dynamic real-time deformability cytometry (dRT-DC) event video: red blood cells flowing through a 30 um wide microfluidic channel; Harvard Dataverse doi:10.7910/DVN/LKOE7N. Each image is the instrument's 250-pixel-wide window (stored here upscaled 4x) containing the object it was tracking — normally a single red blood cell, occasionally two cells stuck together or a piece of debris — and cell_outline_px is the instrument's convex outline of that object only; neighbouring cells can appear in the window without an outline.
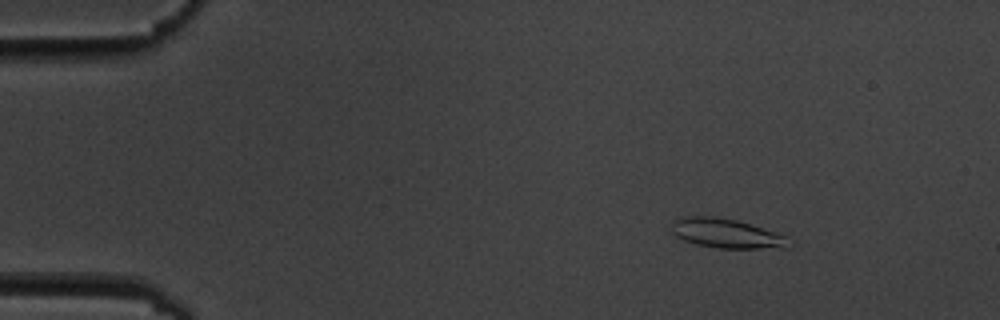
{"species": "common noctule bat (a hibernating species)", "species_latin": "Nyctalus noctula", "temperature_condition": "cold", "stored_images_in_passage": 9, "camera_frame_rate_fps": 3000, "um_per_image_px": 0.085, "animal": {"sex": "male", "body_mass_g": 19.5, "forearm_length_mm": 54.6}, "frame": {"image": 1, "passage_image": 1, "time_ms": 0.0, "image_size_px": [1000, 320], "cell_outline_px": [[792, 248], [716, 248], [696, 244], [684, 240], [676, 236], [672, 232], [672, 224], [676, 216], [712, 216], [736, 220], [784, 236], [792, 244]], "centroid_in_image_um": [61.69, 19.84], "position_along_channel_um": 23.3, "area_um2": 19.94}}
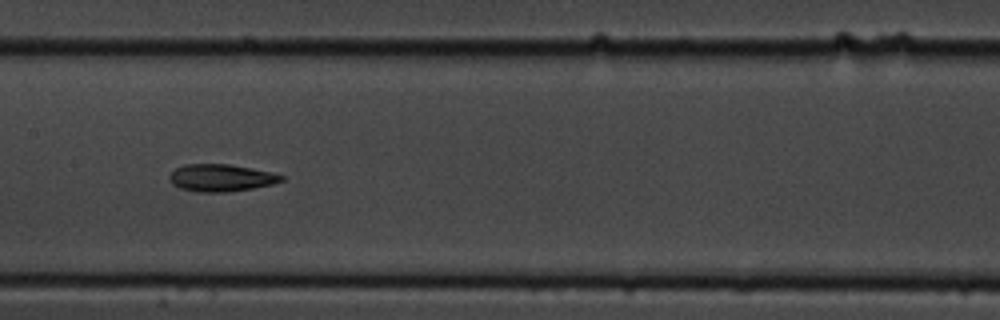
{"frame": {"image": 2, "passage_image": 7, "time_ms": 7.0, "image_size_px": [1000, 320], "cell_outline_px": [[284, 180], [272, 184], [252, 188], [228, 192], [196, 192], [180, 188], [172, 184], [168, 176], [176, 168], [184, 164], [228, 164], [252, 168], [272, 172], [284, 176]], "centroid_in_image_um": [18.78, 15.11], "position_along_channel_um": 188.6, "area_um2": 17.8}}
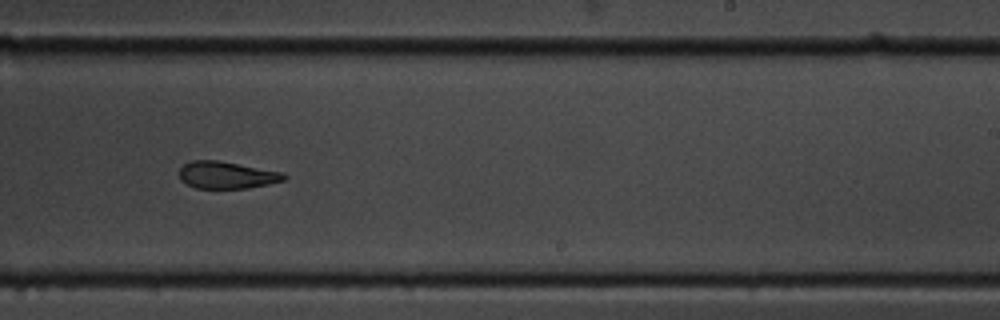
{"frame": {"image": 3, "passage_image": 9, "time_ms": 9.333, "image_size_px": [1000, 320], "cell_outline_px": [[288, 176], [284, 180], [268, 184], [248, 188], [196, 188], [180, 180], [180, 168], [184, 164], [192, 160], [220, 160], [284, 172]], "centroid_in_image_um": [19.3, 14.87], "position_along_channel_um": 269.7, "area_um2": 16.65}}